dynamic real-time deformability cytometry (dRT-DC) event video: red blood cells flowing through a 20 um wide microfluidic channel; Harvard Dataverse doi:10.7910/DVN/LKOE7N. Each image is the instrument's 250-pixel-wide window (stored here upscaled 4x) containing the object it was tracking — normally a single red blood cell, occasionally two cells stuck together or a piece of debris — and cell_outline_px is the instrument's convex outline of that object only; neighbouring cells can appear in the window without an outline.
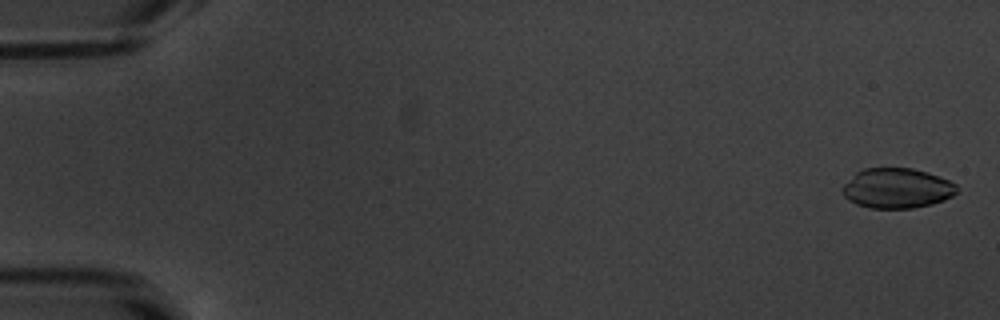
{"species": "common noctule bat (a hibernating species)", "species_latin": "Nyctalus noctula", "temperature_condition": "warm", "stored_images_in_passage": 54, "camera_frame_rate_fps": 3000, "um_per_image_px": 0.085, "animal": {"sex": "male", "body_mass_g": 20.1, "forearm_length_mm": 53.5}, "frame": {"image": 1, "passage_image": 2, "time_ms": 0.333, "image_size_px": [1000, 320], "cell_outline_px": [[960, 188], [952, 196], [944, 200], [932, 204], [912, 208], [872, 208], [856, 204], [848, 200], [844, 196], [840, 188], [856, 172], [864, 168], [912, 168], [928, 172], [948, 180], [956, 184]], "centroid_in_image_um": [76.24, 16.0], "position_along_channel_um": 8.8, "area_um2": 26.82}}
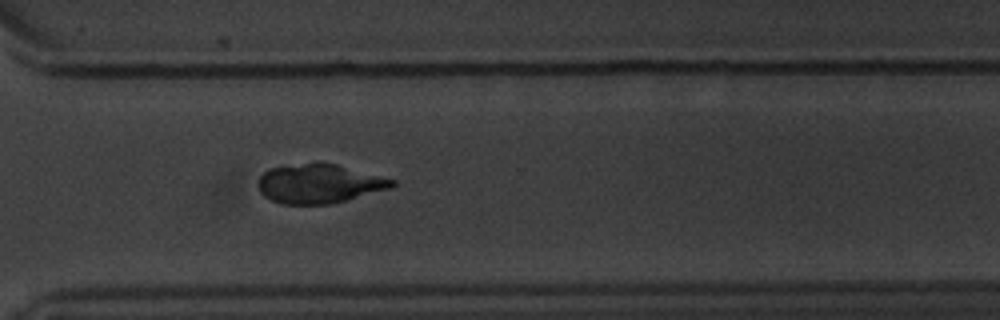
{"frame": {"image": 2, "passage_image": 40, "time_ms": 13.0, "image_size_px": [1000, 320], "cell_outline_px": [[396, 184], [392, 188], [332, 204], [280, 204], [264, 196], [260, 192], [256, 184], [260, 176], [268, 168], [304, 164], [336, 164], [396, 180]], "centroid_in_image_um": [27.13, 15.64], "position_along_channel_um": 343.5, "area_um2": 30.35}}
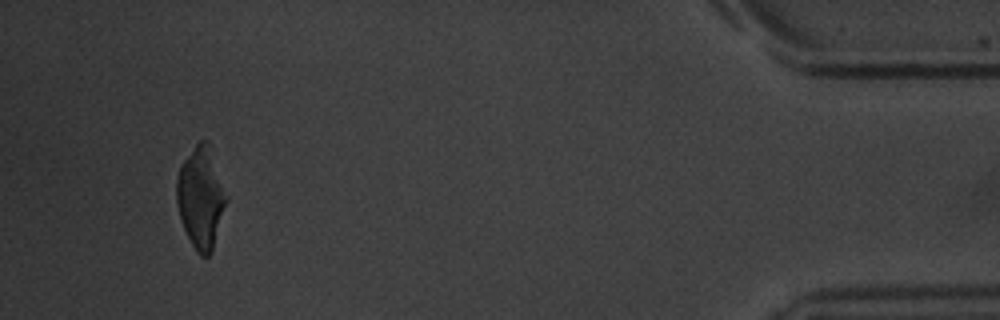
{"frame": {"image": 3, "passage_image": 51, "time_ms": 16.667, "image_size_px": [1000, 320], "cell_outline_px": [[228, 200], [212, 252], [208, 256], [200, 256], [196, 252], [180, 220], [176, 204], [176, 180], [180, 164], [196, 144], [200, 140], [208, 140], [228, 196]], "centroid_in_image_um": [17.08, 16.79], "position_along_channel_um": 418.1, "area_um2": 29.77}}